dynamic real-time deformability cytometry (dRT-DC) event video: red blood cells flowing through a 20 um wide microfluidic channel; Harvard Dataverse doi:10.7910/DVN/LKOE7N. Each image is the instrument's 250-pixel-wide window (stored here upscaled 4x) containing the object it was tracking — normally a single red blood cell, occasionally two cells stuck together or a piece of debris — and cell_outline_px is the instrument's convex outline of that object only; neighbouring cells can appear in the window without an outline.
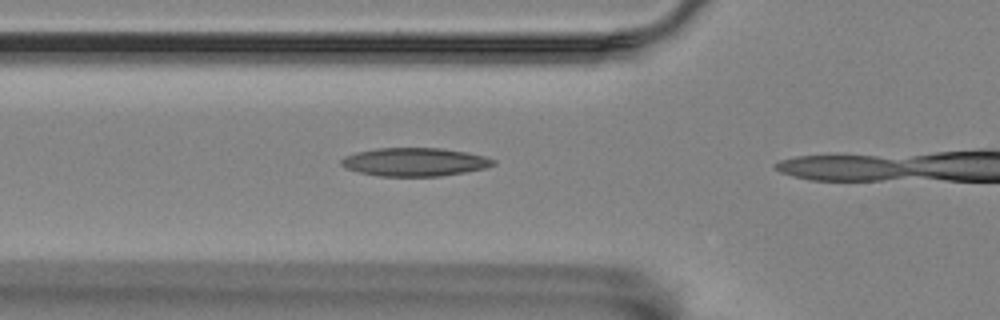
{"species": "Egyptian fruit bat (a non-hibernating species)", "species_latin": "Rousettus aegyptiacus", "temperature_condition": "room temperature", "stored_images_in_passage": 15, "camera_frame_rate_fps": 3000, "um_per_image_px": 0.085, "animal": {"sex": "female"}, "frame": {"image": 1, "passage_image": 11, "time_ms": 3.333, "image_size_px": [1000, 320], "cell_outline_px": [[496, 164], [484, 168], [464, 172], [440, 176], [380, 176], [360, 172], [348, 168], [340, 164], [340, 160], [344, 156], [356, 152], [376, 148], [440, 148], [468, 152], [484, 156], [496, 160]], "centroid_in_image_um": [35.26, 13.76], "position_along_channel_um": 90.5, "area_um2": 25.03}}